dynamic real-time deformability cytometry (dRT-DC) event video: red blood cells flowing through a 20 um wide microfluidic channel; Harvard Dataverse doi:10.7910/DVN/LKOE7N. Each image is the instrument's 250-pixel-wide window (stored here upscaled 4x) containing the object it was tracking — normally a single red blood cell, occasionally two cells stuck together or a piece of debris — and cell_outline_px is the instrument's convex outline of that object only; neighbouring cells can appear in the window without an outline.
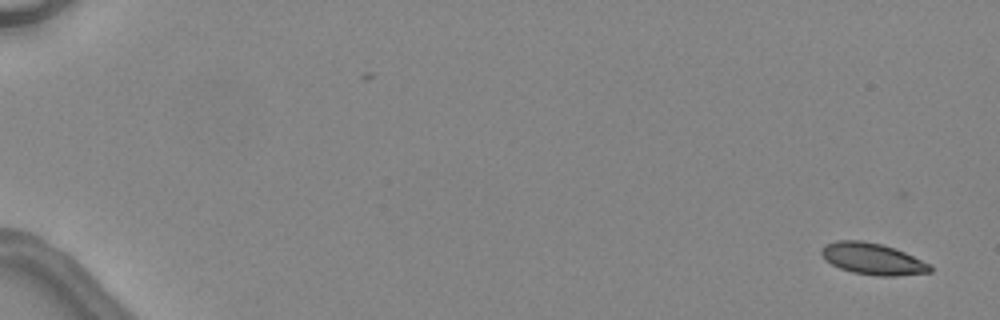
{"species": "common noctule bat (a hibernating species)", "species_latin": "Nyctalus noctula", "temperature_condition": "warm", "stored_images_in_passage": 6, "camera_frame_rate_fps": 3000, "um_per_image_px": 0.085, "animal": {"sex": "female", "body_mass_g": 24.6, "forearm_length_mm": 56.2}, "frame": {"image": 1, "passage_image": 1, "time_ms": 0.0, "image_size_px": [1000, 320], "cell_outline_px": [[932, 272], [896, 276], [876, 276], [852, 272], [840, 268], [824, 260], [820, 252], [824, 244], [836, 240], [860, 240], [880, 244], [904, 252], [932, 264]], "centroid_in_image_um": [74.16, 22.01], "position_along_channel_um": 10.8, "area_um2": 20.06}}
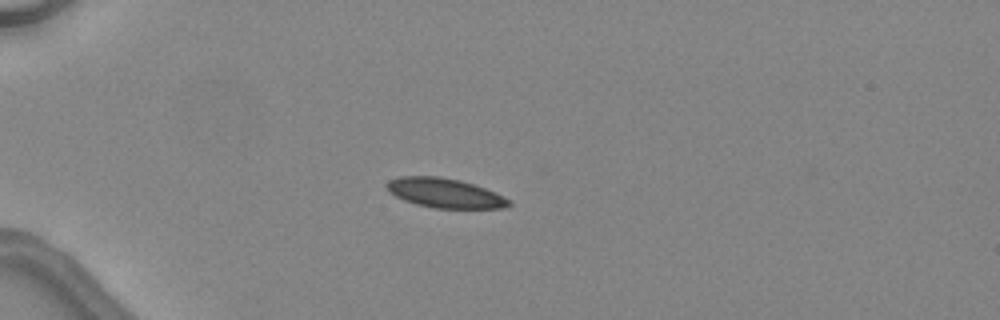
{"frame": {"image": 2, "passage_image": 4, "time_ms": 4.333, "image_size_px": [1000, 320], "cell_outline_px": [[512, 204], [504, 208], [432, 208], [416, 204], [404, 200], [388, 192], [384, 184], [388, 180], [400, 176], [436, 176], [460, 180], [496, 192], [512, 200]], "centroid_in_image_um": [37.8, 16.41], "position_along_channel_um": 47.2, "area_um2": 21.15}}